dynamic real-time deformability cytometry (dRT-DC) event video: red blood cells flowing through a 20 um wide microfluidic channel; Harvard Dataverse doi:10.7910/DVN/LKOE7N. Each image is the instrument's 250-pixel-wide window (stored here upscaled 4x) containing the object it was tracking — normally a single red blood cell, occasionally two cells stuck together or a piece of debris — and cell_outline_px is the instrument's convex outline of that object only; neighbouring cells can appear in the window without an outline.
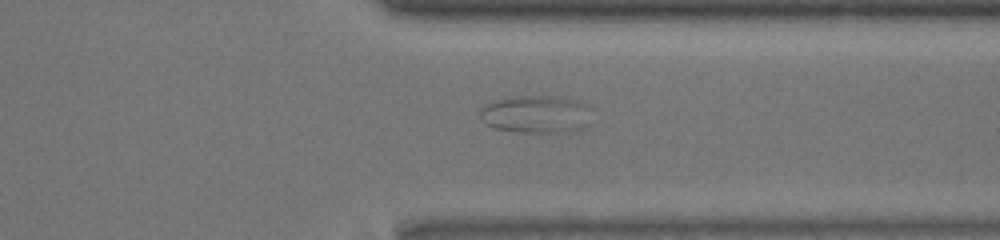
{"species": "common noctule bat (a hibernating species)", "species_latin": "Nyctalus noctula", "temperature_condition": "room temperature", "stored_images_in_passage": 38, "segment_of_instrument_passage": [2, 2], "camera_frame_rate_fps": 3000, "um_per_image_px": 0.085, "animal": {"sex": "male", "body_mass_g": 13.0, "forearm_length_mm": 53.1}, "frame": {"image": 1, "passage_image": 28, "time_ms": 9.0, "image_size_px": [1000, 240], "cell_outline_px": [[596, 108], [592, 124], [584, 128], [572, 132], [516, 132], [492, 128], [484, 124], [480, 116], [480, 108], [484, 104], [492, 100], [508, 96], [560, 96], [580, 100], [592, 104]], "centroid_in_image_um": [45.7, 9.7], "position_along_channel_um": 365.7, "area_um2": 26.18}}